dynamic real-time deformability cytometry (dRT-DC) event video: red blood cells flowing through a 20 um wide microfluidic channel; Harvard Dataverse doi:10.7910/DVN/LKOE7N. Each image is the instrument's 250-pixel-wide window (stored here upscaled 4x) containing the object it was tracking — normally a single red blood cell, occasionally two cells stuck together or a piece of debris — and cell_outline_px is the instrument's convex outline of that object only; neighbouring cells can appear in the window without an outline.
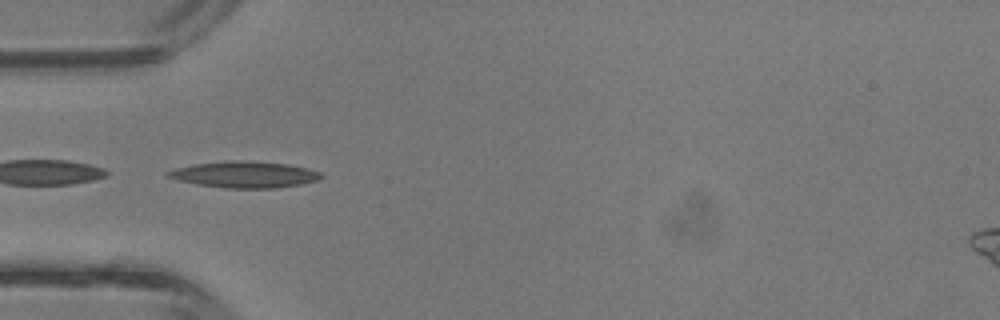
{"species": "common noctule bat (a hibernating species)", "species_latin": "Nyctalus noctula", "temperature_condition": "room temperature", "stored_images_in_passage": 30, "camera_frame_rate_fps": 3000, "um_per_image_px": 0.085, "animal": {"sex": "male", "body_mass_g": 13.3}, "frame": {"image": 1, "passage_image": 1, "time_ms": 0.0, "image_size_px": [1000, 320], "cell_outline_px": [[324, 176], [316, 180], [300, 184], [276, 188], [224, 188], [196, 184], [164, 176], [164, 172], [176, 168], [196, 164], [224, 160], [244, 160], [288, 164], [320, 172]], "centroid_in_image_um": [20.73, 14.83], "position_along_channel_um": 64.3, "area_um2": 23.47}}
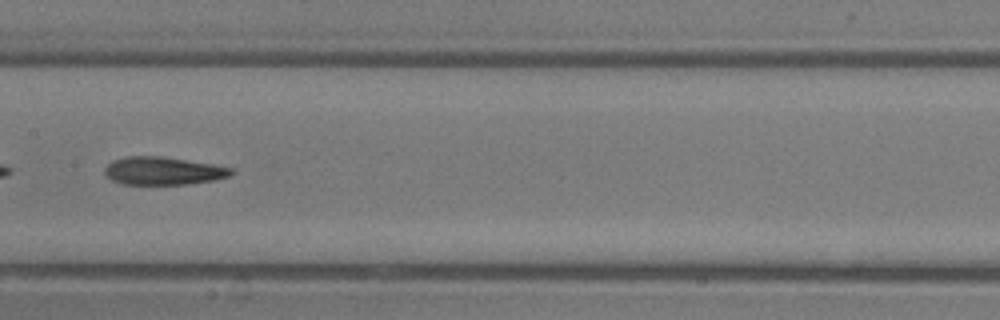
{"frame": {"image": 2, "passage_image": 9, "time_ms": 2.667, "image_size_px": [1000, 320], "cell_outline_px": [[236, 172], [232, 176], [212, 180], [184, 184], [124, 184], [112, 180], [104, 172], [104, 168], [112, 160], [124, 156], [160, 156], [212, 164], [232, 168]], "centroid_in_image_um": [13.87, 14.51], "position_along_channel_um": 193.5, "area_um2": 20.52}, "authors_computed_cell_mechanics": {"area_um2": 20.5768, "velocity_mm_per_s": 4.8343, "shape_relaxation_time_tau1_ms": null, "shape_relaxation_time_tau2_ms": 4.1906, "deformation_change_tau1": null, "deformation_change_tau2": 0.1645}}